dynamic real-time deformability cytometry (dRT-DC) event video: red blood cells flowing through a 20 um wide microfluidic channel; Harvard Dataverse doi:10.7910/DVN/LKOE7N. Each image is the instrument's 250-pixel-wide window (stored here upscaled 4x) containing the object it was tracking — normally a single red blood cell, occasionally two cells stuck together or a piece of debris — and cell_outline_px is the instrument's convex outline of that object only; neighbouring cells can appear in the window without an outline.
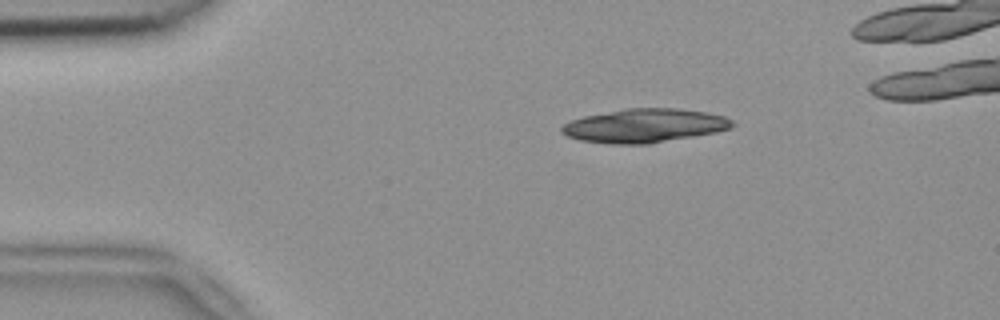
{"species": "common noctule bat (a hibernating species)", "species_latin": "Nyctalus noctula", "temperature_condition": "room temperature", "stored_images_in_passage": 31, "camera_frame_rate_fps": 3000, "um_per_image_px": 0.085, "animal": {"sex": "female", "body_mass_g": 18.4}, "frame": {"image": 1, "passage_image": 1, "time_ms": 0.0, "image_size_px": [1000, 320], "cell_outline_px": [[736, 124], [732, 128], [716, 132], [648, 144], [612, 144], [580, 140], [568, 136], [560, 132], [560, 128], [564, 124], [572, 120], [584, 116], [624, 108], [676, 108], [708, 112], [724, 116], [732, 120]], "centroid_in_image_um": [54.8, 10.67], "position_along_channel_um": 30.2, "area_um2": 33.64}}